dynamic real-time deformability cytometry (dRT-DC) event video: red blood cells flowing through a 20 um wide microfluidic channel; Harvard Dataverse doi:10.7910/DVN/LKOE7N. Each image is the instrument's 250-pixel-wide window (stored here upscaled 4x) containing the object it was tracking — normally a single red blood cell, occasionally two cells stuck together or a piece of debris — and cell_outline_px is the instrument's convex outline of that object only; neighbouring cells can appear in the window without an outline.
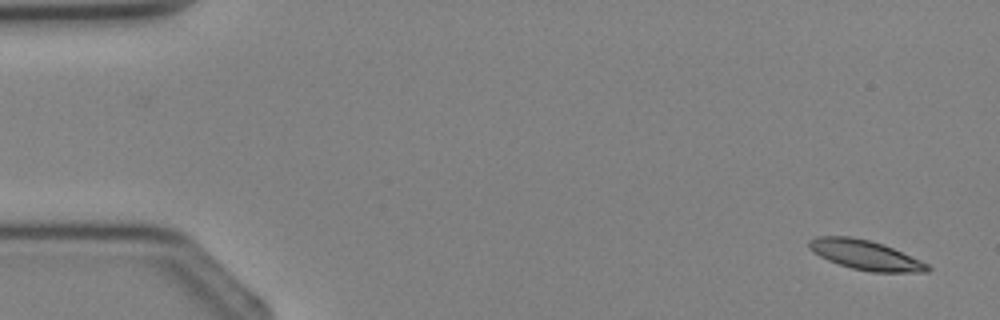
{"species": "Egyptian fruit bat (a non-hibernating species)", "species_latin": "Rousettus aegyptiacus", "temperature_condition": "cold", "stored_images_in_passage": 3, "camera_frame_rate_fps": 3000, "um_per_image_px": 0.085, "animal": {"sex": "female"}, "frame": {"image": 1, "passage_image": 3, "time_ms": 2.333, "image_size_px": [1000, 320], "cell_outline_px": [[932, 268], [928, 272], [872, 272], [852, 268], [828, 260], [820, 256], [808, 248], [808, 240], [816, 236], [848, 236], [868, 240], [884, 244], [920, 260], [928, 264]], "centroid_in_image_um": [73.55, 21.67], "position_along_channel_um": 11.4, "area_um2": 20.35}}